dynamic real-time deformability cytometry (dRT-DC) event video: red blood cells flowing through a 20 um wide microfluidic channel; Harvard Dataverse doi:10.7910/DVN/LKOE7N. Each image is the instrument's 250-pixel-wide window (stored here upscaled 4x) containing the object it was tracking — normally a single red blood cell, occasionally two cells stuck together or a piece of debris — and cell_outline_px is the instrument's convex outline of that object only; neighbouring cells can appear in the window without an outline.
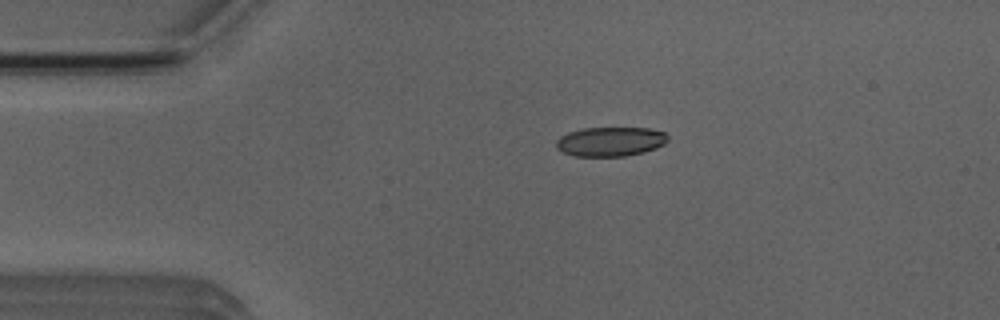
{"species": "Egyptian fruit bat (a non-hibernating species)", "species_latin": "Rousettus aegyptiacus", "temperature_condition": "room temperature", "stored_images_in_passage": 4, "camera_frame_rate_fps": 3000, "um_per_image_px": 0.085, "animal": {"sex": "male"}, "frame": {"image": 1, "passage_image": 3, "time_ms": 2.333, "image_size_px": [1000, 320], "cell_outline_px": [[668, 140], [664, 144], [656, 148], [644, 152], [624, 156], [572, 156], [556, 148], [556, 140], [560, 136], [568, 132], [584, 128], [648, 128], [664, 132], [668, 136]], "centroid_in_image_um": [51.88, 12.03], "position_along_channel_um": 33.1, "area_um2": 19.13}}